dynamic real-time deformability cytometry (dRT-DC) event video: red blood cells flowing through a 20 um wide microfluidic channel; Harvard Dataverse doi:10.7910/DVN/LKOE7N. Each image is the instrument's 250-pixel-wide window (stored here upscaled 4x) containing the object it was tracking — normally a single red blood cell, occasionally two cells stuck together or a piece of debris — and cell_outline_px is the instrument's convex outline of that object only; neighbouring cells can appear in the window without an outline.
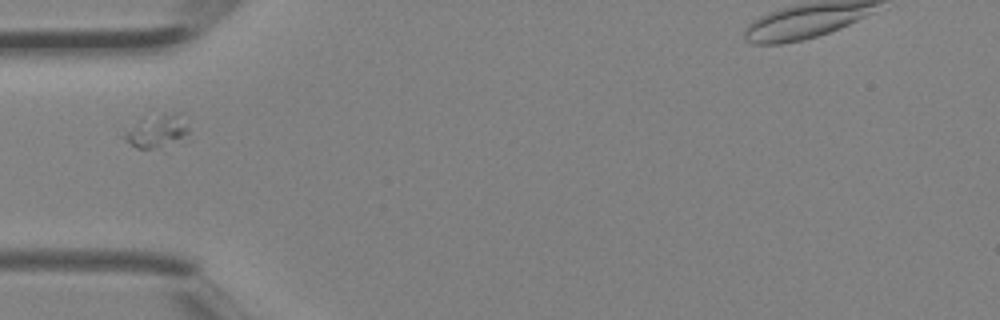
{"species": "Egyptian fruit bat (a non-hibernating species)", "species_latin": "Rousettus aegyptiacus", "temperature_condition": "room temperature", "stored_images_in_passage": 1, "camera_frame_rate_fps": 3000, "um_per_image_px": 0.085, "animal": {"sex": "female"}, "frame": {"image": 1, "passage_image": 1, "time_ms": 0.0, "image_size_px": [1000, 320], "cell_outline_px": [[188, 132], [164, 152], [136, 148], [124, 140], [120, 136], [140, 120], [176, 112], [180, 112], [188, 128]], "centroid_in_image_um": [13.33, 11.25], "position_along_channel_um": 71.7, "area_um2": 12.6}}